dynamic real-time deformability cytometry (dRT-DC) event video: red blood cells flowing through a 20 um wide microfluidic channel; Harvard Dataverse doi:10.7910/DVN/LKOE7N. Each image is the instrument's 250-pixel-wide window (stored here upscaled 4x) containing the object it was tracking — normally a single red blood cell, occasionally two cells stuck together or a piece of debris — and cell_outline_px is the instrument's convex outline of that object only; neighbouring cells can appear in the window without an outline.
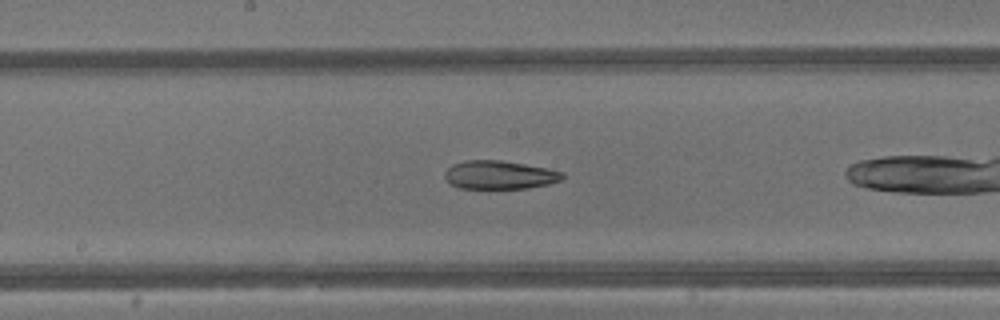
{"species": "common noctule bat (a hibernating species)", "species_latin": "Nyctalus noctula", "temperature_condition": "warm", "stored_images_in_passage": 30, "camera_frame_rate_fps": 3000, "um_per_image_px": 0.085, "animal": {"sex": "male", "body_mass_g": 13.3}, "frame": {"image": 1, "passage_image": 18, "time_ms": 5.667, "image_size_px": [1000, 320], "cell_outline_px": [[564, 176], [560, 180], [548, 184], [528, 188], [460, 188], [448, 184], [444, 176], [444, 172], [452, 164], [464, 160], [500, 160], [548, 168], [564, 172]], "centroid_in_image_um": [42.42, 14.86], "position_along_channel_um": 205.8, "area_um2": 19.59}}
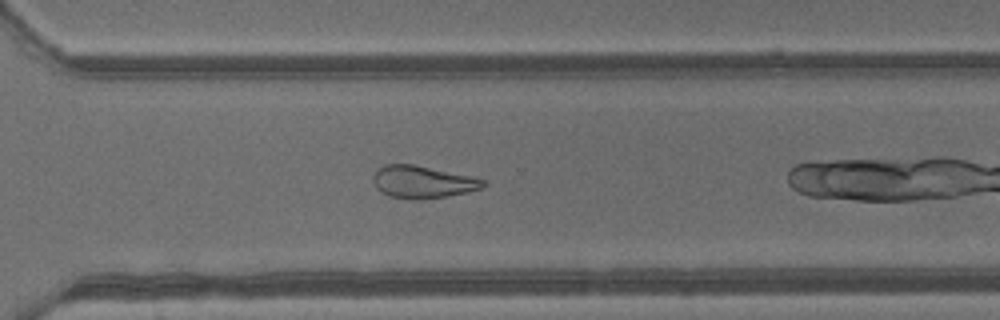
{"frame": {"image": 2, "passage_image": 26, "time_ms": 8.333, "image_size_px": [1000, 320], "cell_outline_px": [[488, 184], [484, 188], [468, 192], [448, 196], [420, 200], [388, 196], [376, 188], [372, 180], [372, 176], [376, 168], [384, 164], [412, 164], [472, 176], [488, 180]], "centroid_in_image_um": [35.94, 15.46], "position_along_channel_um": 334.7, "area_um2": 21.15}}